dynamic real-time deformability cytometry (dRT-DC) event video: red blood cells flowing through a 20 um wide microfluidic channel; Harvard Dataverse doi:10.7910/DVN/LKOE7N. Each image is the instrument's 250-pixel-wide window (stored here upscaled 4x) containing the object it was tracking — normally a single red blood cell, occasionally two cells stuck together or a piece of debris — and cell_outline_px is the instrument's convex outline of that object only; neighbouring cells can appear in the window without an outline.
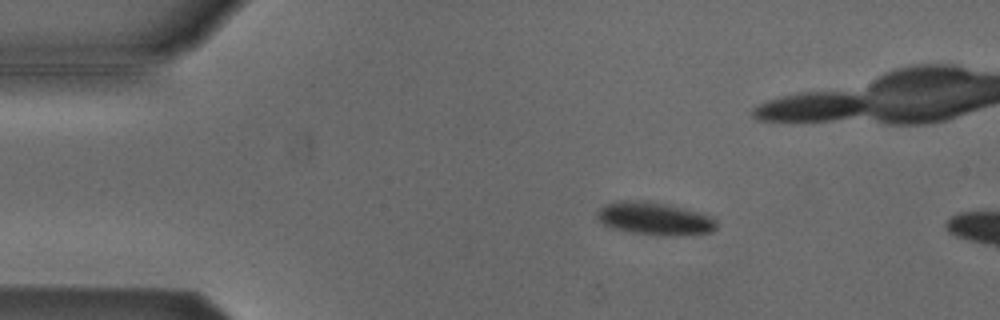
{"species": "Egyptian fruit bat (a non-hibernating species)", "species_latin": "Rousettus aegyptiacus", "temperature_condition": "cold", "stored_images_in_passage": 12, "camera_frame_rate_fps": 3000, "um_per_image_px": 0.085, "animal": {"sex": "male"}, "frame": {"image": 1, "passage_image": 9, "time_ms": 2.667, "image_size_px": [1000, 320], "cell_outline_px": [[716, 228], [712, 232], [676, 236], [660, 236], [632, 232], [608, 228], [596, 220], [596, 212], [604, 204], [620, 200], [644, 200], [664, 204], [712, 216], [716, 220]], "centroid_in_image_um": [55.57, 18.59], "position_along_channel_um": 29.4, "area_um2": 23.06}}